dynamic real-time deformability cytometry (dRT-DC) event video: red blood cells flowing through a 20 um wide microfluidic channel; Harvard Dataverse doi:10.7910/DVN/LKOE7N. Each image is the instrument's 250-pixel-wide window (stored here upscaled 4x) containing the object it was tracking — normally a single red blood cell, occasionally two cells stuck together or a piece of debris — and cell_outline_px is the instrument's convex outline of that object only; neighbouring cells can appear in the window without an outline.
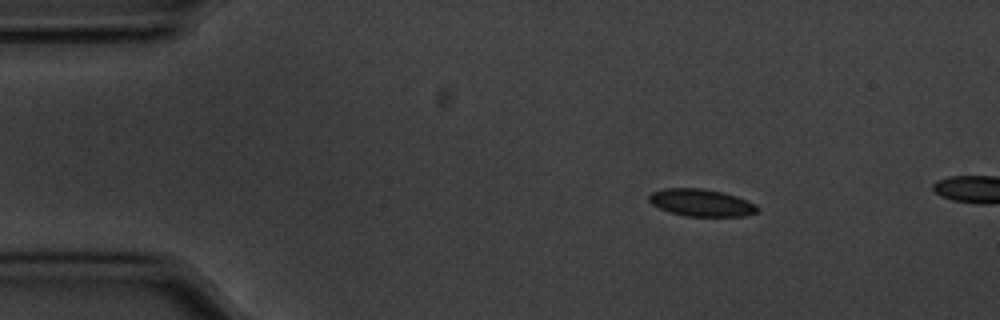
{"species": "common noctule bat (a hibernating species)", "species_latin": "Nyctalus noctula", "temperature_condition": "cold", "stored_images_in_passage": 5, "camera_frame_rate_fps": 3000, "um_per_image_px": 0.085, "animal": {"sex": "male", "body_mass_g": 20.1, "forearm_length_mm": 53.5}, "frame": {"image": 1, "passage_image": 1, "time_ms": 0.0, "image_size_px": [1000, 320], "cell_outline_px": [[756, 212], [744, 216], [684, 216], [660, 208], [652, 204], [648, 200], [648, 196], [652, 192], [664, 188], [700, 188], [720, 192], [736, 196], [756, 204]], "centroid_in_image_um": [59.57, 17.22], "position_along_channel_um": 25.4, "area_um2": 16.94}}